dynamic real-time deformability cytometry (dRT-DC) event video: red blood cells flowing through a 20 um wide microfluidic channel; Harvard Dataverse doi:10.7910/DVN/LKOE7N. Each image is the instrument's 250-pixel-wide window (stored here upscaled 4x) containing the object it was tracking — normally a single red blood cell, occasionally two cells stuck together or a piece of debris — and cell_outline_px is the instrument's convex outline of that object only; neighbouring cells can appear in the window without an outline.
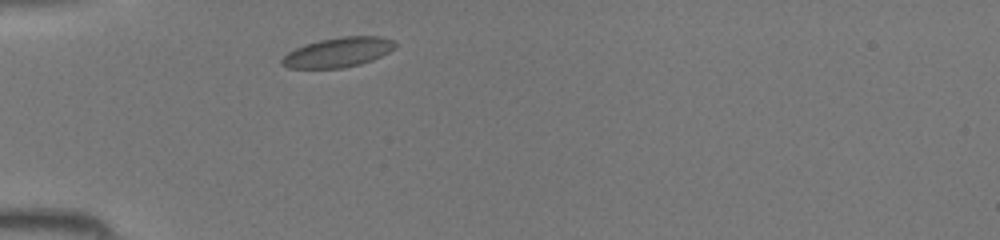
{"species": "common noctule bat (a hibernating species)", "species_latin": "Nyctalus noctula", "temperature_condition": "room temperature", "stored_images_in_passage": 31, "camera_frame_rate_fps": 3000, "um_per_image_px": 0.085, "animal": {"sex": "female", "body_mass_g": 19.5, "forearm_length_mm": 54.1}, "frame": {"image": 1, "passage_image": 1, "time_ms": 0.0, "image_size_px": [1000, 240], "cell_outline_px": [[396, 48], [372, 60], [360, 64], [344, 68], [288, 68], [280, 64], [280, 60], [288, 52], [296, 48], [320, 40], [340, 36], [380, 36], [396, 40]], "centroid_in_image_um": [28.76, 4.44], "position_along_channel_um": 56.2, "area_um2": 19.65}}
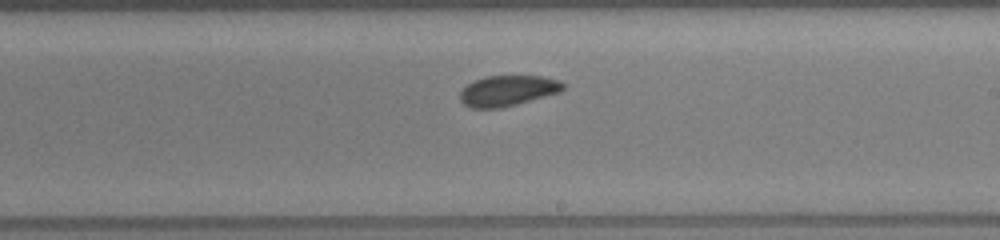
{"frame": {"image": 2, "passage_image": 14, "time_ms": 4.333, "image_size_px": [1000, 240], "cell_outline_px": [[568, 84], [560, 92], [516, 104], [500, 108], [468, 108], [460, 100], [460, 92], [472, 80], [484, 76], [540, 76], [560, 80]], "centroid_in_image_um": [43.16, 7.7], "position_along_channel_um": 245.8, "area_um2": 18.5}}
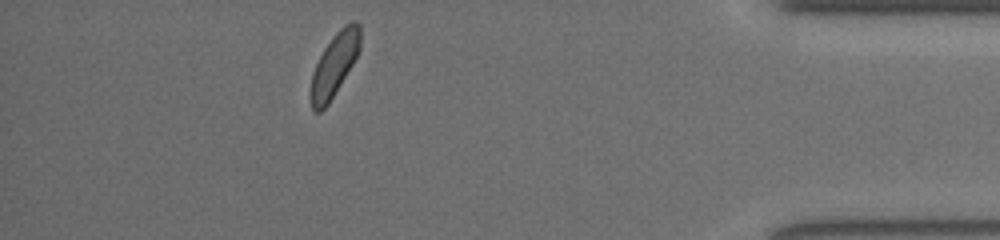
{"frame": {"image": 3, "passage_image": 27, "time_ms": 8.667, "image_size_px": [1000, 240], "cell_outline_px": [[360, 48], [352, 64], [328, 104], [320, 112], [312, 112], [312, 72], [324, 48], [336, 32], [344, 24], [352, 20], [356, 20], [360, 24]], "centroid_in_image_um": [28.45, 5.44], "position_along_channel_um": 406.8, "area_um2": 17.74}}